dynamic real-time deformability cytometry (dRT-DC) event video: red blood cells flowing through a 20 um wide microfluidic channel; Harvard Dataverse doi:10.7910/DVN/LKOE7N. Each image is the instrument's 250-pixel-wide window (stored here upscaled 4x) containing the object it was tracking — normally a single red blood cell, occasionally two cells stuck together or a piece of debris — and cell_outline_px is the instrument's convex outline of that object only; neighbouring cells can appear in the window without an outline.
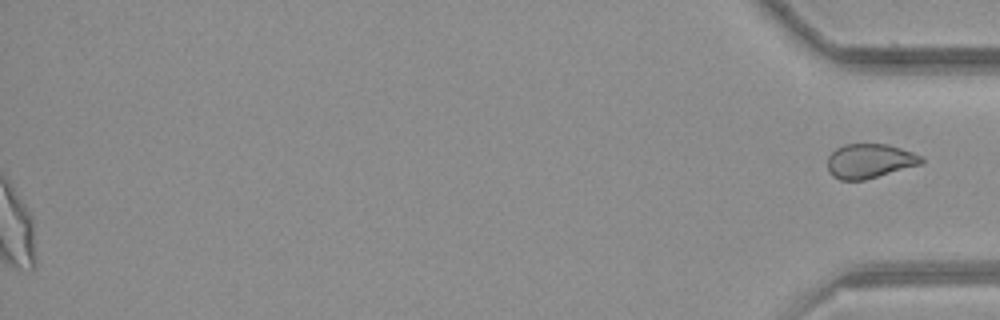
{"species": "common noctule bat (a hibernating species)", "species_latin": "Nyctalus noctula", "temperature_condition": "room temperature", "stored_images_in_passage": 54, "segment_of_instrument_passage": [2, 2], "camera_frame_rate_fps": 3000, "um_per_image_px": 0.085, "animal": {"sex": "female", "body_mass_g": 21.9}, "frame": {"image": 1, "passage_image": 54, "time_ms": 17.667, "image_size_px": [1000, 320], "cell_outline_px": [[924, 160], [920, 164], [864, 180], [840, 180], [832, 176], [828, 172], [828, 156], [836, 148], [844, 144], [888, 144], [912, 152], [920, 156]], "centroid_in_image_um": [73.87, 13.68], "position_along_channel_um": 361.3, "area_um2": 18.67}}